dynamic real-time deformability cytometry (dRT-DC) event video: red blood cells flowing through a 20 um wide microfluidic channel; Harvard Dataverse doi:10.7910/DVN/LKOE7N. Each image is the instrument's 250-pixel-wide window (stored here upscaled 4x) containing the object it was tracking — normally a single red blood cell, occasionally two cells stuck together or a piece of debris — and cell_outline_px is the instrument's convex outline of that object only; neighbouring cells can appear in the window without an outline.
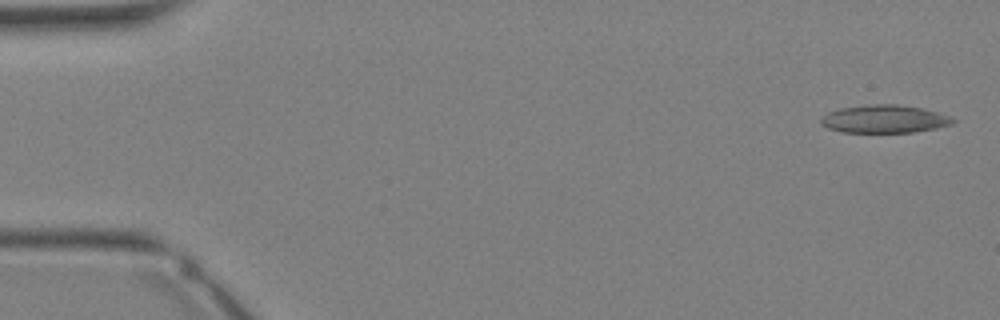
{"species": "Egyptian fruit bat (a non-hibernating species)", "species_latin": "Rousettus aegyptiacus", "temperature_condition": "warm", "stored_images_in_passage": 35, "segment_of_instrument_passage": [1, 2], "camera_frame_rate_fps": 3000, "um_per_image_px": 0.085, "animal": {"sex": "female"}, "frame": {"image": 1, "passage_image": 1, "time_ms": 0.0, "image_size_px": [1000, 320], "cell_outline_px": [[956, 120], [952, 124], [936, 128], [912, 132], [840, 132], [828, 128], [820, 124], [820, 116], [828, 112], [840, 108], [872, 104], [896, 104], [920, 108], [952, 116]], "centroid_in_image_um": [75.14, 10.11], "position_along_channel_um": 9.9, "area_um2": 21.5}}
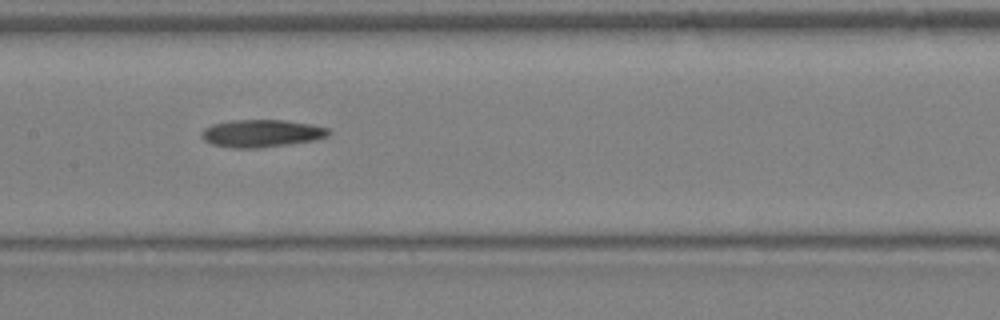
{"frame": {"image": 2, "passage_image": 17, "time_ms": 5.333, "image_size_px": [1000, 320], "cell_outline_px": [[332, 132], [328, 136], [316, 140], [256, 148], [232, 148], [212, 144], [204, 140], [200, 136], [200, 132], [204, 128], [212, 124], [232, 120], [284, 120], [308, 124], [328, 128]], "centroid_in_image_um": [22.2, 11.33], "position_along_channel_um": 185.2, "area_um2": 20.35}}
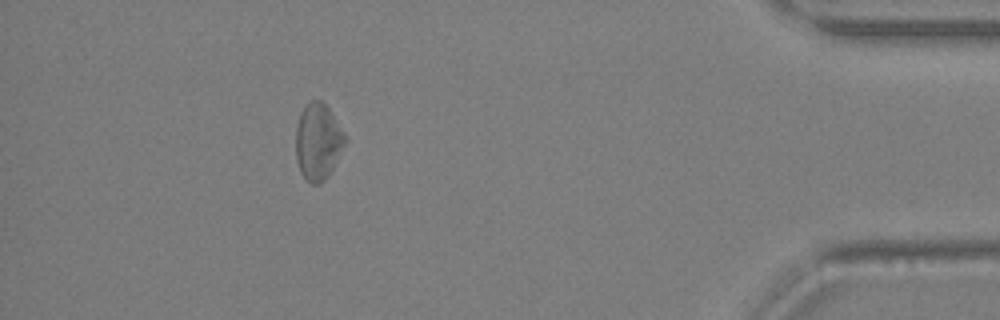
{"frame": {"image": 3, "passage_image": 31, "time_ms": 10.0, "image_size_px": [1000, 320], "cell_outline_px": [[348, 140], [332, 168], [324, 180], [320, 184], [312, 184], [300, 172], [296, 160], [296, 128], [300, 112], [304, 104], [312, 100], [320, 100], [328, 108], [348, 136]], "centroid_in_image_um": [27.04, 12.01], "position_along_channel_um": 408.2, "area_um2": 22.08}}